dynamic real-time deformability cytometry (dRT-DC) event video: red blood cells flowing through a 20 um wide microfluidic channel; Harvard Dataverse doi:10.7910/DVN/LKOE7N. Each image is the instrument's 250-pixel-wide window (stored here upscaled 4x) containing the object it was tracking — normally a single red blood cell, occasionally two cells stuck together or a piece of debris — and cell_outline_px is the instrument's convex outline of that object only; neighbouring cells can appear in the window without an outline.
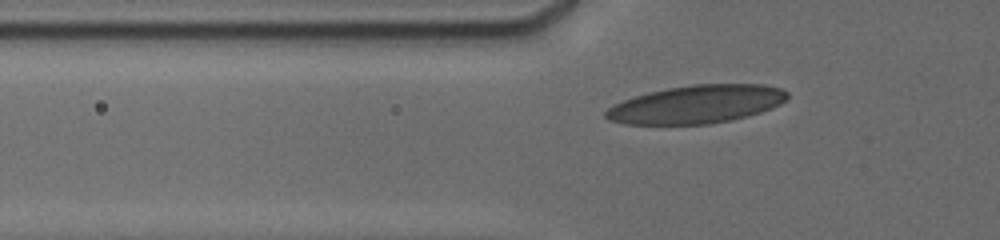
{"species": "human", "species_latin": "Homo sapiens", "temperature_condition": "cold", "stored_images_in_passage": 36, "camera_frame_rate_fps": 3000, "um_per_image_px": 0.085, "donor": {"sex": "male"}, "frame": {"image": 1, "passage_image": 9, "time_ms": 3.333, "image_size_px": [1000, 240], "cell_outline_px": [[788, 96], [780, 104], [772, 108], [748, 116], [708, 124], [624, 124], [608, 120], [604, 116], [604, 112], [608, 108], [624, 100], [648, 92], [668, 88], [692, 84], [764, 84], [784, 88], [788, 92]], "centroid_in_image_um": [59.23, 8.86], "position_along_channel_um": 66.6, "area_um2": 40.29}}
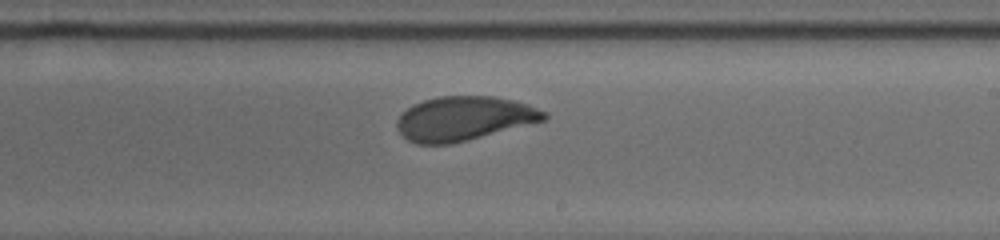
{"frame": {"image": 2, "passage_image": 20, "time_ms": 8.333, "image_size_px": [1000, 240], "cell_outline_px": [[548, 116], [544, 120], [468, 140], [452, 144], [416, 144], [408, 140], [396, 128], [396, 120], [412, 104], [424, 100], [440, 96], [492, 96], [512, 100], [528, 104], [548, 112]], "centroid_in_image_um": [39.42, 10.07], "position_along_channel_um": 249.6, "area_um2": 37.74}}
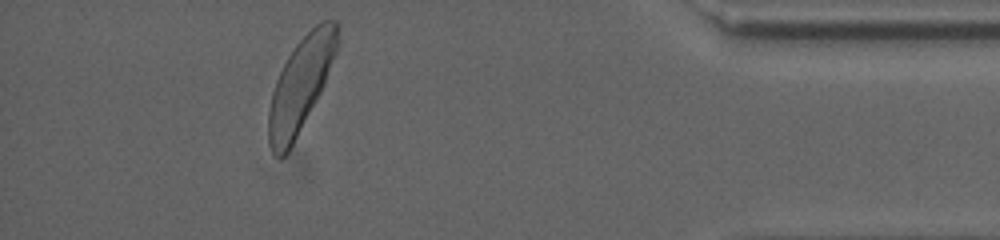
{"frame": {"image": 3, "passage_image": 32, "time_ms": 13.667, "image_size_px": [1000, 240], "cell_outline_px": [[340, 40], [336, 52], [324, 84], [320, 92], [288, 152], [280, 160], [272, 152], [268, 140], [268, 108], [272, 92], [276, 80], [288, 56], [296, 44], [316, 24], [324, 20], [336, 20], [340, 24]], "centroid_in_image_um": [25.56, 7.17], "position_along_channel_um": 409.6, "area_um2": 37.51}, "authors_computed_cell_mechanics": {"area_um2": 37.859, "velocity_mm_per_s": 3.7532, "shape_relaxation_time_tau1_ms": 2.4074, "shape_relaxation_time_tau2_ms": 0.7591, "deformation_change_tau1": 0.1226, "deformation_change_tau2": 0.0561}}